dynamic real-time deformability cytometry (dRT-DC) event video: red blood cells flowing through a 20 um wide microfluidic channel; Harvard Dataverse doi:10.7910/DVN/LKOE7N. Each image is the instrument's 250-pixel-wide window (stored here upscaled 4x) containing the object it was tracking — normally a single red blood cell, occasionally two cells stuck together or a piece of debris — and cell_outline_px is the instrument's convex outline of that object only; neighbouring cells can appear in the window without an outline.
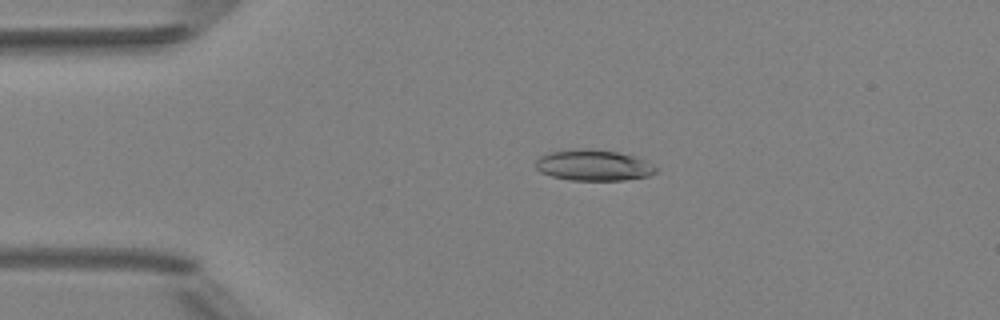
{"species": "Egyptian fruit bat (a non-hibernating species)", "species_latin": "Rousettus aegyptiacus", "temperature_condition": "room temperature", "stored_images_in_passage": 3, "camera_frame_rate_fps": 3000, "um_per_image_px": 0.085, "animal": {"sex": "female"}, "frame": {"image": 1, "passage_image": 1, "time_ms": 0.0, "image_size_px": [1000, 320], "cell_outline_px": [[660, 168], [656, 172], [648, 176], [624, 180], [568, 180], [552, 176], [540, 172], [536, 168], [536, 160], [540, 156], [548, 152], [576, 148], [592, 148], [616, 152], [632, 156], [644, 160]], "centroid_in_image_um": [50.43, 14.04], "position_along_channel_um": 34.6, "area_um2": 21.85}}
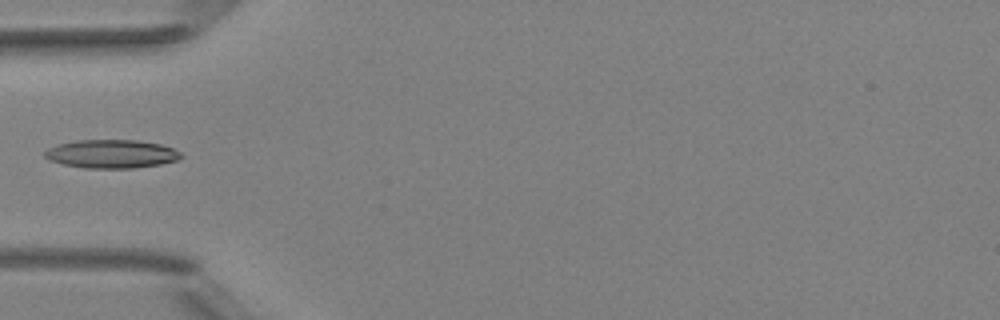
{"frame": {"image": 2, "passage_image": 3, "time_ms": 2.0, "image_size_px": [1000, 320], "cell_outline_px": [[184, 156], [176, 160], [160, 164], [132, 168], [84, 168], [64, 164], [52, 160], [44, 156], [44, 152], [48, 148], [60, 144], [76, 140], [136, 140], [160, 144], [172, 148], [180, 152]], "centroid_in_image_um": [9.49, 13.08], "position_along_channel_um": 75.5, "area_um2": 22.37}}